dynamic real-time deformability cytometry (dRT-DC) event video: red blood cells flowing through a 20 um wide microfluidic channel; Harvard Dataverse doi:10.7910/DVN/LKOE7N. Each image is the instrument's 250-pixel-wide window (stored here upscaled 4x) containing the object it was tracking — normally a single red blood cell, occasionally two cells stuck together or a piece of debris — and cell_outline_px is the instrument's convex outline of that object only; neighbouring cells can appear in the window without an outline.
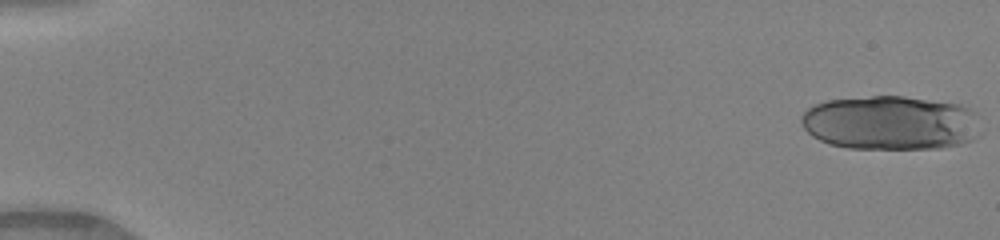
{"species": "human", "species_latin": "Homo sapiens", "temperature_condition": "warm", "stored_images_in_passage": 27, "camera_frame_rate_fps": 3000, "um_per_image_px": 0.085, "donor": {"sex": "female"}, "frame": {"image": 1, "passage_image": 1, "time_ms": 0.0, "image_size_px": [1000, 240], "cell_outline_px": [[984, 132], [980, 136], [972, 140], [960, 144], [940, 148], [848, 148], [828, 144], [812, 136], [804, 128], [800, 120], [800, 116], [808, 108], [816, 104], [828, 100], [872, 96], [904, 96], [960, 104], [976, 112]], "centroid_in_image_um": [75.76, 10.44], "position_along_channel_um": 9.2, "area_um2": 57.34}}
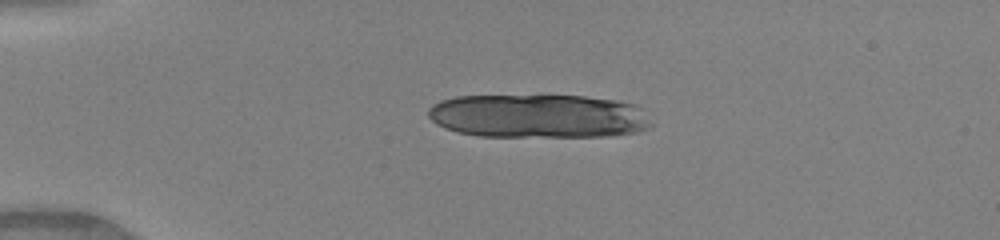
{"frame": {"image": 2, "passage_image": 12, "time_ms": 3.667, "image_size_px": [1000, 240], "cell_outline_px": [[656, 124], [640, 132], [604, 136], [480, 136], [456, 132], [444, 128], [436, 124], [428, 116], [428, 108], [432, 104], [440, 100], [456, 96], [584, 96], [616, 100], [636, 104], [644, 108]], "centroid_in_image_um": [45.83, 9.87], "position_along_channel_um": 39.2, "area_um2": 57.57}}